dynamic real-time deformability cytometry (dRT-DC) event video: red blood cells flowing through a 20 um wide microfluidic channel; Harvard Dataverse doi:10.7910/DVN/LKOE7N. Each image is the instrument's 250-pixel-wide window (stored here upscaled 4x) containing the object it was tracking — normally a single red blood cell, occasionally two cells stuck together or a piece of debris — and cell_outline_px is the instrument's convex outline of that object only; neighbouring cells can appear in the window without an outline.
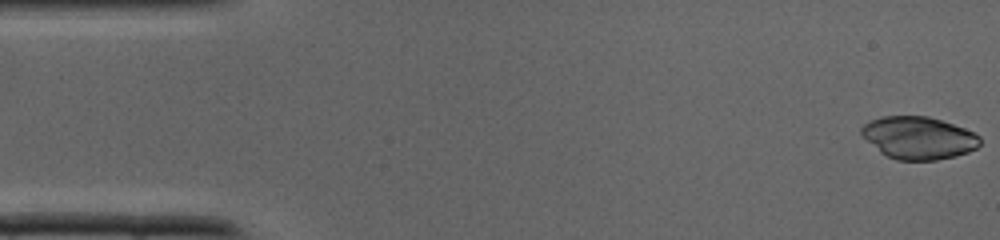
{"species": "common noctule bat (a hibernating species)", "species_latin": "Nyctalus noctula", "temperature_condition": "cold", "stored_images_in_passage": 37, "camera_frame_rate_fps": 3000, "um_per_image_px": 0.085, "animal": {"sex": "male", "body_mass_g": 19.0, "forearm_length_mm": 50.8}, "frame": {"image": 1, "passage_image": 1, "time_ms": 0.0, "image_size_px": [1000, 240], "cell_outline_px": [[980, 144], [976, 148], [968, 152], [956, 156], [936, 160], [896, 160], [880, 152], [860, 132], [860, 128], [864, 124], [872, 120], [884, 116], [928, 116], [964, 128], [980, 136]], "centroid_in_image_um": [78.09, 11.72], "position_along_channel_um": 6.9, "area_um2": 29.07}}